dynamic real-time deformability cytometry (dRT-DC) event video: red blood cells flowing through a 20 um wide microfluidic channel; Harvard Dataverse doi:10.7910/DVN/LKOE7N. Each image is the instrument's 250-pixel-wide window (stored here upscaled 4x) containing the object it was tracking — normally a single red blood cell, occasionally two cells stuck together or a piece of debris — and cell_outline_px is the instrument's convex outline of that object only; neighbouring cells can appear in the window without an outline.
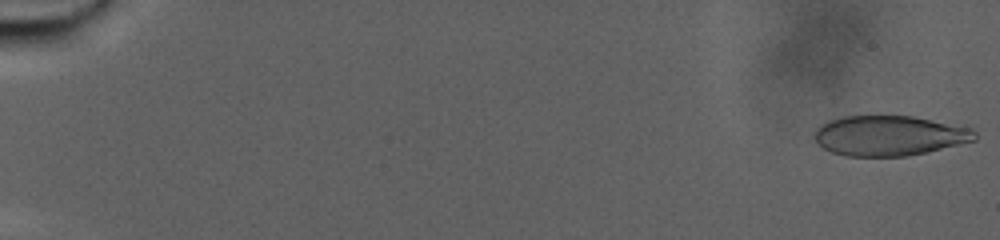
{"species": "human", "species_latin": "Homo sapiens", "temperature_condition": "warm", "stored_images_in_passage": 92, "camera_frame_rate_fps": 3000, "um_per_image_px": 0.085, "donor": {"sex": "male"}, "frame": {"image": 1, "passage_image": 1, "time_ms": 0.0, "image_size_px": [1000, 240], "cell_outline_px": [[976, 140], [908, 156], [844, 156], [832, 152], [824, 148], [816, 140], [816, 128], [820, 124], [828, 120], [844, 116], [912, 116], [972, 128], [976, 132]], "centroid_in_image_um": [75.58, 11.53], "position_along_channel_um": 9.4, "area_um2": 37.22}}
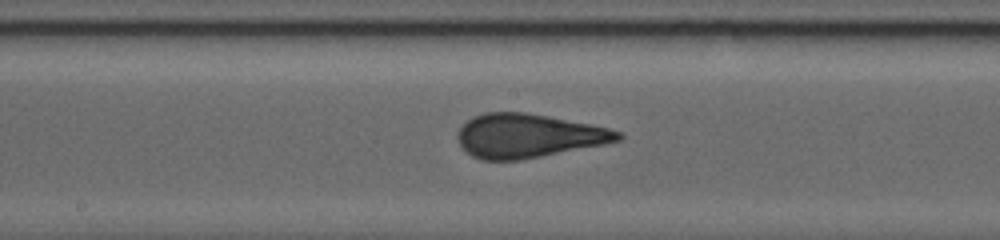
{"frame": {"image": 2, "passage_image": 52, "time_ms": 17.0, "image_size_px": [1000, 240], "cell_outline_px": [[624, 136], [620, 140], [604, 144], [520, 160], [484, 160], [472, 156], [460, 144], [456, 136], [460, 128], [472, 116], [484, 112], [524, 112], [548, 116], [608, 128], [620, 132]], "centroid_in_image_um": [44.88, 11.54], "position_along_channel_um": 203.3, "area_um2": 40.58}}
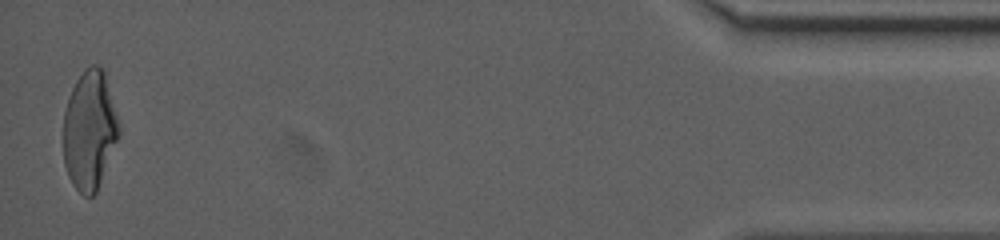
{"frame": {"image": 3, "passage_image": 91, "time_ms": 30.0, "image_size_px": [1000, 240], "cell_outline_px": [[120, 132], [96, 192], [92, 196], [84, 196], [72, 184], [68, 176], [64, 164], [64, 112], [72, 88], [76, 80], [92, 64], [96, 64], [104, 68], [120, 128]], "centroid_in_image_um": [7.61, 11.06], "position_along_channel_um": 427.6, "area_um2": 38.09}}